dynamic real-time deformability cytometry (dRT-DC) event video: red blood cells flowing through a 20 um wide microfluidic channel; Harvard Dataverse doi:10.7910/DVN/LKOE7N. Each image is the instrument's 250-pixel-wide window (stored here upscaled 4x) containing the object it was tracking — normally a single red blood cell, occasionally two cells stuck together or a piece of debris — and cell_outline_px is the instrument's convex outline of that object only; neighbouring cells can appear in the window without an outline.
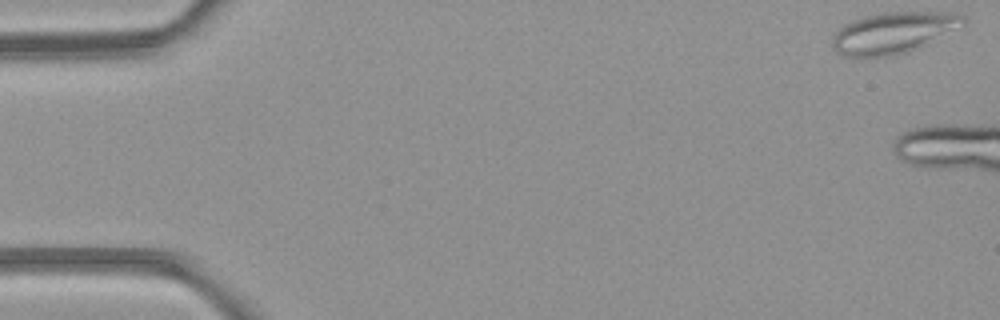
{"species": "common noctule bat (a hibernating species)", "species_latin": "Nyctalus noctula", "temperature_condition": "room temperature", "stored_images_in_passage": 6, "camera_frame_rate_fps": 3000, "um_per_image_px": 0.085, "animal": {"sex": "female", "body_mass_g": 21.9}, "frame": {"image": 1, "passage_image": 1, "time_ms": 0.0, "image_size_px": [1000, 320], "cell_outline_px": [[964, 20], [928, 44], [908, 52], [892, 56], [844, 56], [836, 52], [832, 48], [832, 36], [844, 24], [852, 20], [864, 16], [884, 12], [952, 12], [960, 16]], "centroid_in_image_um": [75.8, 2.79], "position_along_channel_um": 9.2, "area_um2": 30.81}}